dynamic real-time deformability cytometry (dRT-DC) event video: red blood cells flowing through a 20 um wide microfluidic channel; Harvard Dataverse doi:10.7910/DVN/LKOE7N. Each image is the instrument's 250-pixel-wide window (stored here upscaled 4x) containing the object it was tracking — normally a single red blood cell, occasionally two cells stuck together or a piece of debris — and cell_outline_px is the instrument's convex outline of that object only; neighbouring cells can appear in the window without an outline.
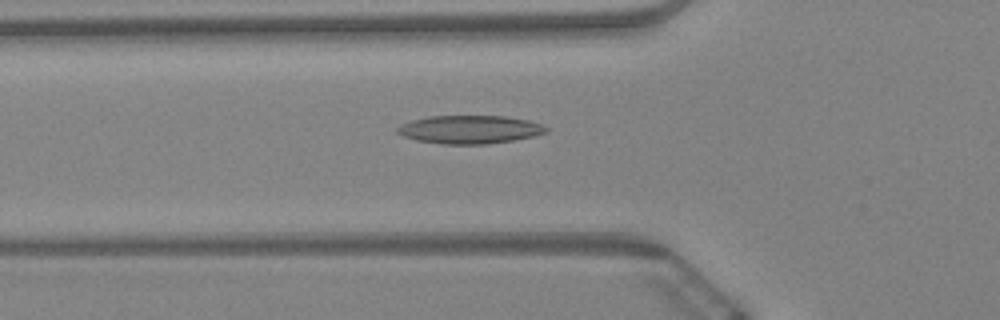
{"species": "Egyptian fruit bat (a non-hibernating species)", "species_latin": "Rousettus aegyptiacus", "temperature_condition": "warm", "stored_images_in_passage": 48, "camera_frame_rate_fps": 3000, "um_per_image_px": 0.085, "animal": {"sex": "female"}, "frame": {"image": 1, "passage_image": 15, "time_ms": 4.667, "image_size_px": [1000, 320], "cell_outline_px": [[548, 132], [532, 136], [512, 140], [488, 144], [444, 144], [416, 140], [404, 136], [396, 132], [396, 128], [400, 124], [412, 120], [428, 116], [504, 116], [528, 120], [540, 124], [548, 128]], "centroid_in_image_um": [39.9, 11.0], "position_along_channel_um": 85.9, "area_um2": 24.39}}
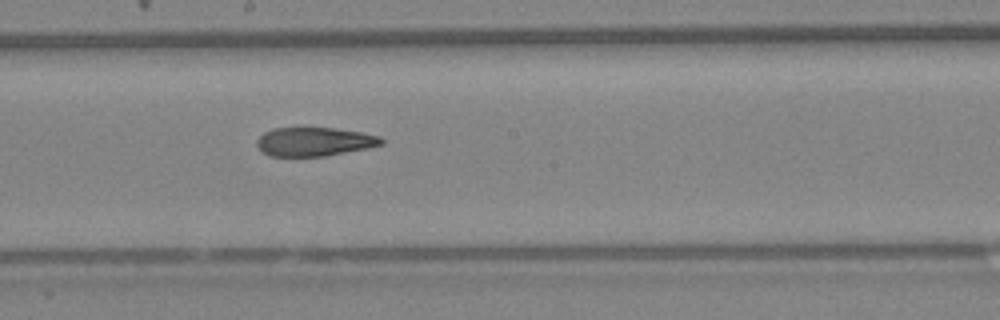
{"frame": {"image": 2, "passage_image": 27, "time_ms": 8.667, "image_size_px": [1000, 320], "cell_outline_px": [[384, 144], [368, 148], [324, 156], [268, 156], [256, 144], [256, 140], [264, 132], [272, 128], [332, 128], [360, 132], [380, 136], [384, 140]], "centroid_in_image_um": [26.72, 12.04], "position_along_channel_um": 221.5, "area_um2": 20.81}}
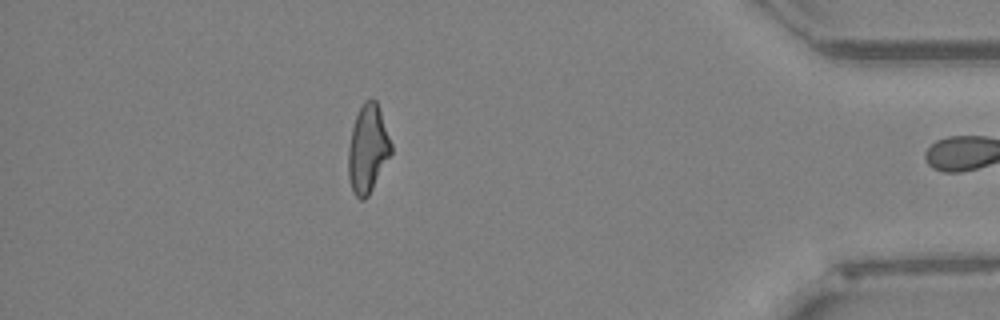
{"frame": {"image": 3, "passage_image": 47, "time_ms": 15.333, "image_size_px": [1000, 320], "cell_outline_px": [[392, 152], [368, 196], [364, 200], [360, 200], [352, 192], [348, 176], [348, 148], [352, 128], [356, 116], [364, 100], [372, 96], [376, 100], [392, 144]], "centroid_in_image_um": [31.25, 12.65], "position_along_channel_um": 404.0, "area_um2": 21.96}}